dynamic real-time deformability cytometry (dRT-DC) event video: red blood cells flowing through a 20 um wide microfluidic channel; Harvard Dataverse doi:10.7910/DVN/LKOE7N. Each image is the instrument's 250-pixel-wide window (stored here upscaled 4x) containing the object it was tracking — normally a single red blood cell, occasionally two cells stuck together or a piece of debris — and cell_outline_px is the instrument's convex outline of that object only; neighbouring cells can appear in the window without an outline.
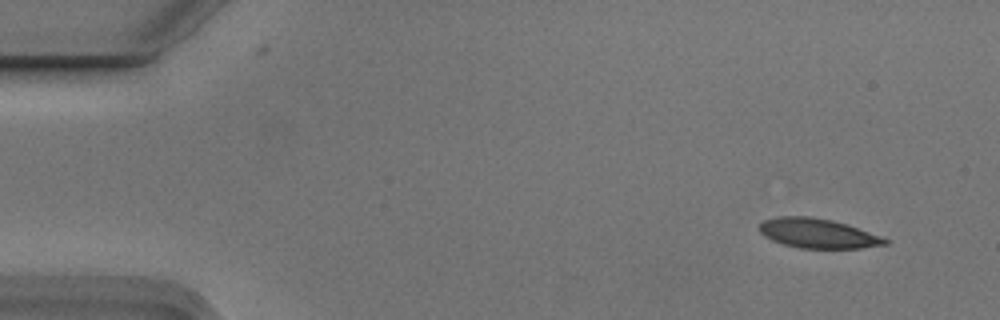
{"species": "Egyptian fruit bat (a non-hibernating species)", "species_latin": "Rousettus aegyptiacus", "temperature_condition": "cold", "stored_images_in_passage": 4, "camera_frame_rate_fps": 3000, "um_per_image_px": 0.085, "animal": {"sex": "male"}, "frame": {"image": 1, "passage_image": 1, "time_ms": 0.0, "image_size_px": [1000, 320], "cell_outline_px": [[888, 244], [860, 248], [800, 248], [784, 244], [772, 240], [764, 236], [760, 232], [760, 224], [764, 220], [776, 216], [808, 216], [828, 220], [844, 224], [880, 236], [888, 240]], "centroid_in_image_um": [69.46, 19.84], "position_along_channel_um": 15.5, "area_um2": 21.21}}
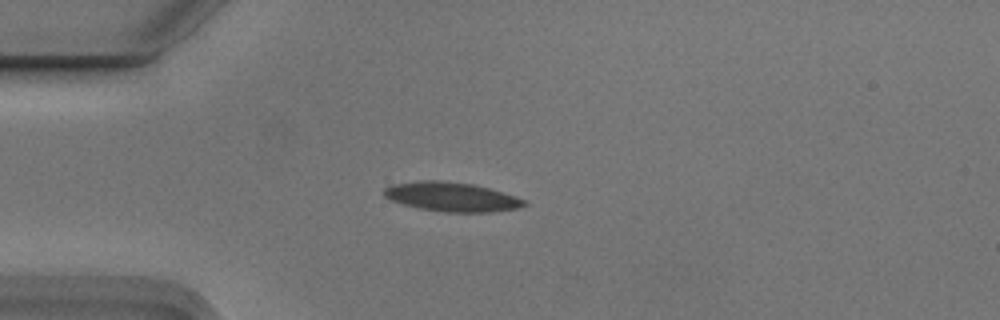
{"frame": {"image": 2, "passage_image": 4, "time_ms": 1.0, "image_size_px": [1000, 320], "cell_outline_px": [[528, 204], [516, 208], [492, 212], [444, 212], [420, 208], [404, 204], [392, 200], [384, 196], [384, 188], [392, 184], [420, 180], [440, 180], [472, 184], [488, 188], [524, 200]], "centroid_in_image_um": [38.34, 16.72], "position_along_channel_um": 46.7, "area_um2": 23.52}}